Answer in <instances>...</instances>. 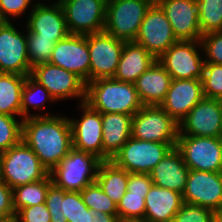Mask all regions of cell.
<instances>
[{
    "label": "cell",
    "instance_id": "6da1fadb",
    "mask_svg": "<svg viewBox=\"0 0 222 222\" xmlns=\"http://www.w3.org/2000/svg\"><path fill=\"white\" fill-rule=\"evenodd\" d=\"M22 140L50 172L72 149L70 120L55 115L25 118L22 120Z\"/></svg>",
    "mask_w": 222,
    "mask_h": 222
},
{
    "label": "cell",
    "instance_id": "7a4b0ae2",
    "mask_svg": "<svg viewBox=\"0 0 222 222\" xmlns=\"http://www.w3.org/2000/svg\"><path fill=\"white\" fill-rule=\"evenodd\" d=\"M86 103L101 114L134 115L144 105L134 83L115 78H99L86 84Z\"/></svg>",
    "mask_w": 222,
    "mask_h": 222
},
{
    "label": "cell",
    "instance_id": "3957f363",
    "mask_svg": "<svg viewBox=\"0 0 222 222\" xmlns=\"http://www.w3.org/2000/svg\"><path fill=\"white\" fill-rule=\"evenodd\" d=\"M48 175L49 170L23 140L0 153V180L12 189Z\"/></svg>",
    "mask_w": 222,
    "mask_h": 222
},
{
    "label": "cell",
    "instance_id": "277c9868",
    "mask_svg": "<svg viewBox=\"0 0 222 222\" xmlns=\"http://www.w3.org/2000/svg\"><path fill=\"white\" fill-rule=\"evenodd\" d=\"M101 162L92 154L72 148L49 174L56 187L65 191L81 192L96 181Z\"/></svg>",
    "mask_w": 222,
    "mask_h": 222
},
{
    "label": "cell",
    "instance_id": "5b68a950",
    "mask_svg": "<svg viewBox=\"0 0 222 222\" xmlns=\"http://www.w3.org/2000/svg\"><path fill=\"white\" fill-rule=\"evenodd\" d=\"M152 4L149 0H108L104 31L125 42L134 41Z\"/></svg>",
    "mask_w": 222,
    "mask_h": 222
},
{
    "label": "cell",
    "instance_id": "8992f818",
    "mask_svg": "<svg viewBox=\"0 0 222 222\" xmlns=\"http://www.w3.org/2000/svg\"><path fill=\"white\" fill-rule=\"evenodd\" d=\"M176 143L142 141L130 137L111 161L129 173L150 174Z\"/></svg>",
    "mask_w": 222,
    "mask_h": 222
},
{
    "label": "cell",
    "instance_id": "52a82bcc",
    "mask_svg": "<svg viewBox=\"0 0 222 222\" xmlns=\"http://www.w3.org/2000/svg\"><path fill=\"white\" fill-rule=\"evenodd\" d=\"M179 124L160 106L144 105L132 117L131 137L161 143H176Z\"/></svg>",
    "mask_w": 222,
    "mask_h": 222
},
{
    "label": "cell",
    "instance_id": "ba28073f",
    "mask_svg": "<svg viewBox=\"0 0 222 222\" xmlns=\"http://www.w3.org/2000/svg\"><path fill=\"white\" fill-rule=\"evenodd\" d=\"M176 148L190 170L222 172V137L178 135Z\"/></svg>",
    "mask_w": 222,
    "mask_h": 222
},
{
    "label": "cell",
    "instance_id": "9c48e42d",
    "mask_svg": "<svg viewBox=\"0 0 222 222\" xmlns=\"http://www.w3.org/2000/svg\"><path fill=\"white\" fill-rule=\"evenodd\" d=\"M108 0H58L69 34L88 35L104 31Z\"/></svg>",
    "mask_w": 222,
    "mask_h": 222
},
{
    "label": "cell",
    "instance_id": "30bf717a",
    "mask_svg": "<svg viewBox=\"0 0 222 222\" xmlns=\"http://www.w3.org/2000/svg\"><path fill=\"white\" fill-rule=\"evenodd\" d=\"M134 42L142 45L156 59L178 42L164 10L158 3L152 4L147 11Z\"/></svg>",
    "mask_w": 222,
    "mask_h": 222
},
{
    "label": "cell",
    "instance_id": "8fae6325",
    "mask_svg": "<svg viewBox=\"0 0 222 222\" xmlns=\"http://www.w3.org/2000/svg\"><path fill=\"white\" fill-rule=\"evenodd\" d=\"M197 45L202 47L199 40L178 41L157 61L170 74L171 79H202L205 60H202Z\"/></svg>",
    "mask_w": 222,
    "mask_h": 222
},
{
    "label": "cell",
    "instance_id": "7c38bea8",
    "mask_svg": "<svg viewBox=\"0 0 222 222\" xmlns=\"http://www.w3.org/2000/svg\"><path fill=\"white\" fill-rule=\"evenodd\" d=\"M125 41L105 31L88 34L90 54L89 82L114 77Z\"/></svg>",
    "mask_w": 222,
    "mask_h": 222
},
{
    "label": "cell",
    "instance_id": "4fadbf2b",
    "mask_svg": "<svg viewBox=\"0 0 222 222\" xmlns=\"http://www.w3.org/2000/svg\"><path fill=\"white\" fill-rule=\"evenodd\" d=\"M30 76L44 86L55 100L65 98H82L86 100V83L75 73L51 63L35 66Z\"/></svg>",
    "mask_w": 222,
    "mask_h": 222
},
{
    "label": "cell",
    "instance_id": "5bb4252c",
    "mask_svg": "<svg viewBox=\"0 0 222 222\" xmlns=\"http://www.w3.org/2000/svg\"><path fill=\"white\" fill-rule=\"evenodd\" d=\"M178 135L222 137V100L203 97L179 123Z\"/></svg>",
    "mask_w": 222,
    "mask_h": 222
},
{
    "label": "cell",
    "instance_id": "9a60e30c",
    "mask_svg": "<svg viewBox=\"0 0 222 222\" xmlns=\"http://www.w3.org/2000/svg\"><path fill=\"white\" fill-rule=\"evenodd\" d=\"M183 202L222 212V172L190 170Z\"/></svg>",
    "mask_w": 222,
    "mask_h": 222
},
{
    "label": "cell",
    "instance_id": "2e32d148",
    "mask_svg": "<svg viewBox=\"0 0 222 222\" xmlns=\"http://www.w3.org/2000/svg\"><path fill=\"white\" fill-rule=\"evenodd\" d=\"M49 63L75 73L87 84L90 69L88 35L69 34L55 43Z\"/></svg>",
    "mask_w": 222,
    "mask_h": 222
},
{
    "label": "cell",
    "instance_id": "e0dca14e",
    "mask_svg": "<svg viewBox=\"0 0 222 222\" xmlns=\"http://www.w3.org/2000/svg\"><path fill=\"white\" fill-rule=\"evenodd\" d=\"M84 113L80 120L70 119L72 129V148L84 151L103 162L102 114L88 103H80Z\"/></svg>",
    "mask_w": 222,
    "mask_h": 222
},
{
    "label": "cell",
    "instance_id": "ac0fdd59",
    "mask_svg": "<svg viewBox=\"0 0 222 222\" xmlns=\"http://www.w3.org/2000/svg\"><path fill=\"white\" fill-rule=\"evenodd\" d=\"M27 35L21 34L6 22L0 27V73L31 74L28 59Z\"/></svg>",
    "mask_w": 222,
    "mask_h": 222
},
{
    "label": "cell",
    "instance_id": "d6986e66",
    "mask_svg": "<svg viewBox=\"0 0 222 222\" xmlns=\"http://www.w3.org/2000/svg\"><path fill=\"white\" fill-rule=\"evenodd\" d=\"M158 4L164 10L178 41H200L202 33L197 0H161Z\"/></svg>",
    "mask_w": 222,
    "mask_h": 222
},
{
    "label": "cell",
    "instance_id": "ffe728a7",
    "mask_svg": "<svg viewBox=\"0 0 222 222\" xmlns=\"http://www.w3.org/2000/svg\"><path fill=\"white\" fill-rule=\"evenodd\" d=\"M203 97L201 79H172L159 106L179 124Z\"/></svg>",
    "mask_w": 222,
    "mask_h": 222
},
{
    "label": "cell",
    "instance_id": "44dd1931",
    "mask_svg": "<svg viewBox=\"0 0 222 222\" xmlns=\"http://www.w3.org/2000/svg\"><path fill=\"white\" fill-rule=\"evenodd\" d=\"M28 19L26 28L38 38L50 39L57 43L69 35L65 14L58 0L50 6L35 3Z\"/></svg>",
    "mask_w": 222,
    "mask_h": 222
},
{
    "label": "cell",
    "instance_id": "7402d4cb",
    "mask_svg": "<svg viewBox=\"0 0 222 222\" xmlns=\"http://www.w3.org/2000/svg\"><path fill=\"white\" fill-rule=\"evenodd\" d=\"M188 173L181 153L173 147L152 169L150 176L154 185L183 194Z\"/></svg>",
    "mask_w": 222,
    "mask_h": 222
},
{
    "label": "cell",
    "instance_id": "603a6c76",
    "mask_svg": "<svg viewBox=\"0 0 222 222\" xmlns=\"http://www.w3.org/2000/svg\"><path fill=\"white\" fill-rule=\"evenodd\" d=\"M182 203L181 193L152 184L145 198L144 222H172Z\"/></svg>",
    "mask_w": 222,
    "mask_h": 222
},
{
    "label": "cell",
    "instance_id": "cb8c5ba5",
    "mask_svg": "<svg viewBox=\"0 0 222 222\" xmlns=\"http://www.w3.org/2000/svg\"><path fill=\"white\" fill-rule=\"evenodd\" d=\"M170 74L156 60L136 80L135 87L143 105H160L171 83Z\"/></svg>",
    "mask_w": 222,
    "mask_h": 222
},
{
    "label": "cell",
    "instance_id": "d4e9b609",
    "mask_svg": "<svg viewBox=\"0 0 222 222\" xmlns=\"http://www.w3.org/2000/svg\"><path fill=\"white\" fill-rule=\"evenodd\" d=\"M132 115L102 114L103 161H110L131 137Z\"/></svg>",
    "mask_w": 222,
    "mask_h": 222
},
{
    "label": "cell",
    "instance_id": "484cf974",
    "mask_svg": "<svg viewBox=\"0 0 222 222\" xmlns=\"http://www.w3.org/2000/svg\"><path fill=\"white\" fill-rule=\"evenodd\" d=\"M156 60L142 45L134 41L125 42L113 78L123 82L135 83L137 78Z\"/></svg>",
    "mask_w": 222,
    "mask_h": 222
},
{
    "label": "cell",
    "instance_id": "4316f807",
    "mask_svg": "<svg viewBox=\"0 0 222 222\" xmlns=\"http://www.w3.org/2000/svg\"><path fill=\"white\" fill-rule=\"evenodd\" d=\"M129 172L117 167L111 160L100 163L96 182L104 193L118 204L127 192Z\"/></svg>",
    "mask_w": 222,
    "mask_h": 222
},
{
    "label": "cell",
    "instance_id": "83f0119b",
    "mask_svg": "<svg viewBox=\"0 0 222 222\" xmlns=\"http://www.w3.org/2000/svg\"><path fill=\"white\" fill-rule=\"evenodd\" d=\"M26 76L0 73V114L21 117V97Z\"/></svg>",
    "mask_w": 222,
    "mask_h": 222
},
{
    "label": "cell",
    "instance_id": "f1b7e54d",
    "mask_svg": "<svg viewBox=\"0 0 222 222\" xmlns=\"http://www.w3.org/2000/svg\"><path fill=\"white\" fill-rule=\"evenodd\" d=\"M52 184L49 174L45 179L13 188L12 199L15 214L24 207L45 203L48 189Z\"/></svg>",
    "mask_w": 222,
    "mask_h": 222
},
{
    "label": "cell",
    "instance_id": "f546056e",
    "mask_svg": "<svg viewBox=\"0 0 222 222\" xmlns=\"http://www.w3.org/2000/svg\"><path fill=\"white\" fill-rule=\"evenodd\" d=\"M40 92V93H37ZM36 94H40L41 100L37 97ZM43 97V98H42ZM56 101L55 98L48 92V90L40 85L37 81H35L30 75L26 76L25 83L23 85L22 97H21V117L23 119L28 118L30 116H52L50 114H41V115H30L29 114V106L31 105L33 108L41 109L42 105L46 100Z\"/></svg>",
    "mask_w": 222,
    "mask_h": 222
},
{
    "label": "cell",
    "instance_id": "4dcf8cb0",
    "mask_svg": "<svg viewBox=\"0 0 222 222\" xmlns=\"http://www.w3.org/2000/svg\"><path fill=\"white\" fill-rule=\"evenodd\" d=\"M202 35L222 30V0H197Z\"/></svg>",
    "mask_w": 222,
    "mask_h": 222
},
{
    "label": "cell",
    "instance_id": "1f68e13d",
    "mask_svg": "<svg viewBox=\"0 0 222 222\" xmlns=\"http://www.w3.org/2000/svg\"><path fill=\"white\" fill-rule=\"evenodd\" d=\"M81 198L86 206L95 212L118 215L117 204L109 198L98 183L95 181L89 184L80 192Z\"/></svg>",
    "mask_w": 222,
    "mask_h": 222
},
{
    "label": "cell",
    "instance_id": "d6a6232c",
    "mask_svg": "<svg viewBox=\"0 0 222 222\" xmlns=\"http://www.w3.org/2000/svg\"><path fill=\"white\" fill-rule=\"evenodd\" d=\"M146 195L126 192L117 204V214L121 222H144Z\"/></svg>",
    "mask_w": 222,
    "mask_h": 222
},
{
    "label": "cell",
    "instance_id": "836d02e7",
    "mask_svg": "<svg viewBox=\"0 0 222 222\" xmlns=\"http://www.w3.org/2000/svg\"><path fill=\"white\" fill-rule=\"evenodd\" d=\"M61 210L68 222H91L93 211L83 202L80 192L67 191L61 198Z\"/></svg>",
    "mask_w": 222,
    "mask_h": 222
},
{
    "label": "cell",
    "instance_id": "e575fe53",
    "mask_svg": "<svg viewBox=\"0 0 222 222\" xmlns=\"http://www.w3.org/2000/svg\"><path fill=\"white\" fill-rule=\"evenodd\" d=\"M28 59L32 68L37 65L48 63L51 59L55 43L50 39L38 38V36L27 29Z\"/></svg>",
    "mask_w": 222,
    "mask_h": 222
},
{
    "label": "cell",
    "instance_id": "d590c367",
    "mask_svg": "<svg viewBox=\"0 0 222 222\" xmlns=\"http://www.w3.org/2000/svg\"><path fill=\"white\" fill-rule=\"evenodd\" d=\"M22 140V120L0 114V153L18 144Z\"/></svg>",
    "mask_w": 222,
    "mask_h": 222
},
{
    "label": "cell",
    "instance_id": "8d00e7d4",
    "mask_svg": "<svg viewBox=\"0 0 222 222\" xmlns=\"http://www.w3.org/2000/svg\"><path fill=\"white\" fill-rule=\"evenodd\" d=\"M201 80L204 97L222 100V65L205 62Z\"/></svg>",
    "mask_w": 222,
    "mask_h": 222
},
{
    "label": "cell",
    "instance_id": "74e56055",
    "mask_svg": "<svg viewBox=\"0 0 222 222\" xmlns=\"http://www.w3.org/2000/svg\"><path fill=\"white\" fill-rule=\"evenodd\" d=\"M214 214L211 209L183 202L172 222H211Z\"/></svg>",
    "mask_w": 222,
    "mask_h": 222
},
{
    "label": "cell",
    "instance_id": "f35d334b",
    "mask_svg": "<svg viewBox=\"0 0 222 222\" xmlns=\"http://www.w3.org/2000/svg\"><path fill=\"white\" fill-rule=\"evenodd\" d=\"M205 62L222 65V30L202 35L200 39Z\"/></svg>",
    "mask_w": 222,
    "mask_h": 222
},
{
    "label": "cell",
    "instance_id": "ab89813d",
    "mask_svg": "<svg viewBox=\"0 0 222 222\" xmlns=\"http://www.w3.org/2000/svg\"><path fill=\"white\" fill-rule=\"evenodd\" d=\"M66 192L54 184L48 189L45 205L49 210L51 222H68L61 210V198H64Z\"/></svg>",
    "mask_w": 222,
    "mask_h": 222
},
{
    "label": "cell",
    "instance_id": "60d3db41",
    "mask_svg": "<svg viewBox=\"0 0 222 222\" xmlns=\"http://www.w3.org/2000/svg\"><path fill=\"white\" fill-rule=\"evenodd\" d=\"M19 222H51L45 203L24 207L16 213Z\"/></svg>",
    "mask_w": 222,
    "mask_h": 222
},
{
    "label": "cell",
    "instance_id": "b9f144b4",
    "mask_svg": "<svg viewBox=\"0 0 222 222\" xmlns=\"http://www.w3.org/2000/svg\"><path fill=\"white\" fill-rule=\"evenodd\" d=\"M152 184L150 174L129 173L127 192L137 195H147Z\"/></svg>",
    "mask_w": 222,
    "mask_h": 222
},
{
    "label": "cell",
    "instance_id": "7bdbcfd3",
    "mask_svg": "<svg viewBox=\"0 0 222 222\" xmlns=\"http://www.w3.org/2000/svg\"><path fill=\"white\" fill-rule=\"evenodd\" d=\"M32 0H0V13L7 22L10 16L19 17L29 7Z\"/></svg>",
    "mask_w": 222,
    "mask_h": 222
},
{
    "label": "cell",
    "instance_id": "ee69618b",
    "mask_svg": "<svg viewBox=\"0 0 222 222\" xmlns=\"http://www.w3.org/2000/svg\"><path fill=\"white\" fill-rule=\"evenodd\" d=\"M16 216L13 209L12 188L0 180V220Z\"/></svg>",
    "mask_w": 222,
    "mask_h": 222
},
{
    "label": "cell",
    "instance_id": "f6af8a7d",
    "mask_svg": "<svg viewBox=\"0 0 222 222\" xmlns=\"http://www.w3.org/2000/svg\"><path fill=\"white\" fill-rule=\"evenodd\" d=\"M91 222H121L118 215H111L102 213L101 211H93V216H91Z\"/></svg>",
    "mask_w": 222,
    "mask_h": 222
},
{
    "label": "cell",
    "instance_id": "bcb514c9",
    "mask_svg": "<svg viewBox=\"0 0 222 222\" xmlns=\"http://www.w3.org/2000/svg\"><path fill=\"white\" fill-rule=\"evenodd\" d=\"M211 222H222V212H217L213 215Z\"/></svg>",
    "mask_w": 222,
    "mask_h": 222
},
{
    "label": "cell",
    "instance_id": "7dc6e473",
    "mask_svg": "<svg viewBox=\"0 0 222 222\" xmlns=\"http://www.w3.org/2000/svg\"><path fill=\"white\" fill-rule=\"evenodd\" d=\"M0 222H19V220L16 216H13V217L5 219V220H0Z\"/></svg>",
    "mask_w": 222,
    "mask_h": 222
},
{
    "label": "cell",
    "instance_id": "c3c4849f",
    "mask_svg": "<svg viewBox=\"0 0 222 222\" xmlns=\"http://www.w3.org/2000/svg\"><path fill=\"white\" fill-rule=\"evenodd\" d=\"M7 21L4 19L2 14L0 13V27H2Z\"/></svg>",
    "mask_w": 222,
    "mask_h": 222
},
{
    "label": "cell",
    "instance_id": "681fc988",
    "mask_svg": "<svg viewBox=\"0 0 222 222\" xmlns=\"http://www.w3.org/2000/svg\"><path fill=\"white\" fill-rule=\"evenodd\" d=\"M149 1H151L153 4H157V3H159L161 0H149Z\"/></svg>",
    "mask_w": 222,
    "mask_h": 222
}]
</instances>
